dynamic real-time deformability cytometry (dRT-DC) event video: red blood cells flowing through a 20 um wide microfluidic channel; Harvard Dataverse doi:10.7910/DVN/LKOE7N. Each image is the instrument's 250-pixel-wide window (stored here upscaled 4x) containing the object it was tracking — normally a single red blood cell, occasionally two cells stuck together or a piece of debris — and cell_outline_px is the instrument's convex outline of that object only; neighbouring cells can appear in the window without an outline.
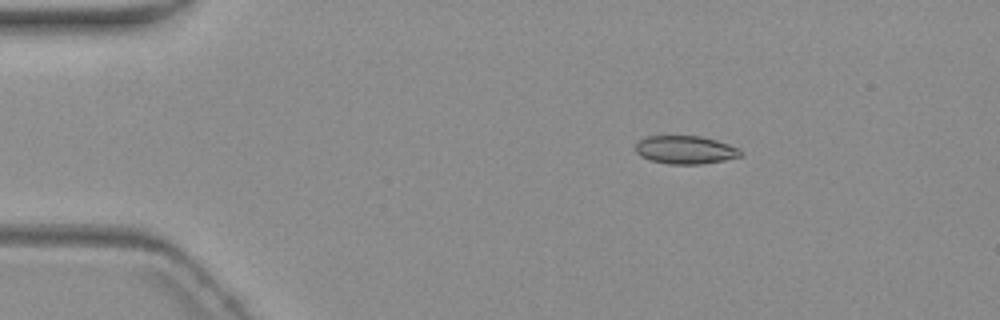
{"species": "common noctule bat (a hibernating species)", "species_latin": "Nyctalus noctula", "temperature_condition": "warm", "stored_images_in_passage": 4, "camera_frame_rate_fps": 3000, "um_per_image_px": 0.085, "animal": {"sex": "female", "body_mass_g": 19.3, "forearm_length_mm": 54.1}, "frame": {"image": 1, "passage_image": 1, "time_ms": 0.0, "image_size_px": [1000, 320], "cell_outline_px": [[740, 156], [724, 160], [700, 164], [668, 164], [648, 160], [640, 156], [636, 152], [636, 144], [644, 136], [700, 136], [716, 140], [740, 148]], "centroid_in_image_um": [58.22, 12.74], "position_along_channel_um": 26.8, "area_um2": 17.22}}
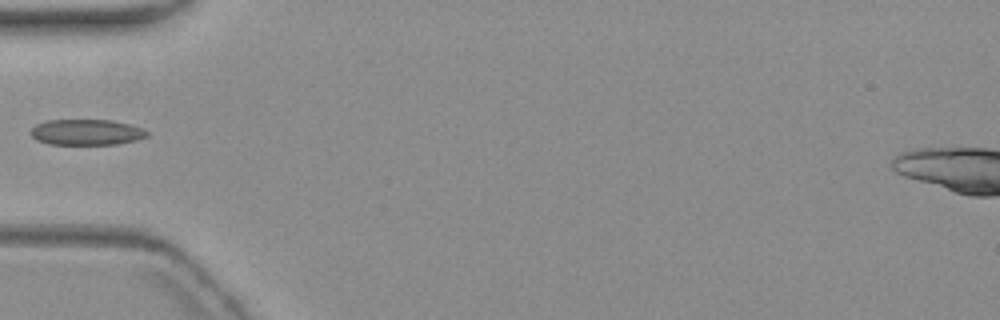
{"frame": {"image": 2, "passage_image": 3, "time_ms": 3.333, "image_size_px": [1000, 320], "cell_outline_px": [[148, 136], [136, 140], [116, 144], [48, 144], [36, 140], [32, 136], [32, 128], [36, 124], [48, 120], [112, 120], [128, 124], [140, 128], [148, 132]], "centroid_in_image_um": [7.33, 11.24], "position_along_channel_um": 77.7, "area_um2": 17.28}}
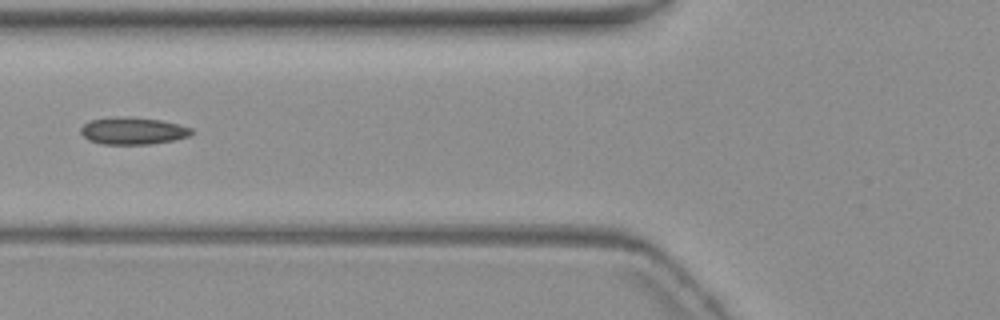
{"frame": {"image": 3, "passage_image": 4, "time_ms": 4.333, "image_size_px": [1000, 320], "cell_outline_px": [[192, 132], [188, 136], [176, 140], [148, 144], [104, 144], [88, 140], [80, 132], [80, 128], [88, 120], [124, 116], [128, 116], [160, 120], [180, 124], [192, 128]], "centroid_in_image_um": [11.29, 11.11], "position_along_channel_um": 114.5, "area_um2": 17.57}}